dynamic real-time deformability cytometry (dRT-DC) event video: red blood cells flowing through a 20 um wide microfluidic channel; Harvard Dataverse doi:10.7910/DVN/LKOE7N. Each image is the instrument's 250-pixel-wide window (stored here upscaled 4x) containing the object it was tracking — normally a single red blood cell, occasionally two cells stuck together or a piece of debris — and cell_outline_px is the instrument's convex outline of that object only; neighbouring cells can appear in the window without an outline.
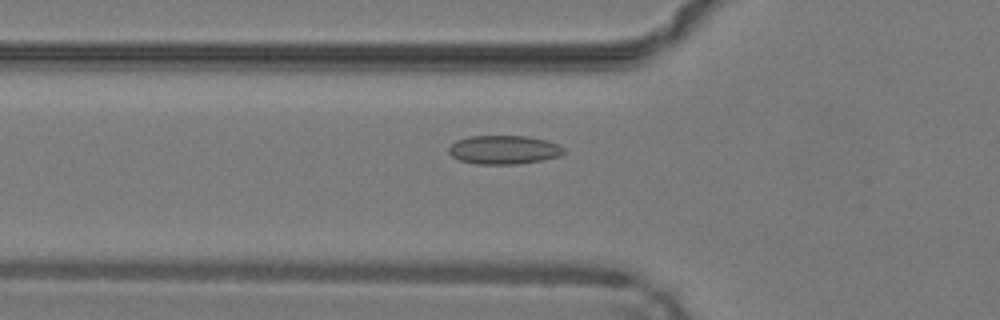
{"species": "common noctule bat (a hibernating species)", "species_latin": "Nyctalus noctula", "temperature_condition": "warm", "stored_images_in_passage": 40, "camera_frame_rate_fps": 3000, "um_per_image_px": 0.085, "animal": {"sex": "male", "body_mass_g": 19.2, "forearm_length_mm": 51.8}, "frame": {"image": 1, "passage_image": 9, "time_ms": 2.667, "image_size_px": [1000, 320], "cell_outline_px": [[564, 152], [560, 156], [544, 160], [520, 164], [476, 164], [460, 160], [452, 156], [448, 152], [448, 148], [456, 140], [468, 136], [528, 136], [544, 140], [556, 144], [564, 148]], "centroid_in_image_um": [42.81, 12.74], "position_along_channel_um": 83.0, "area_um2": 19.31}}
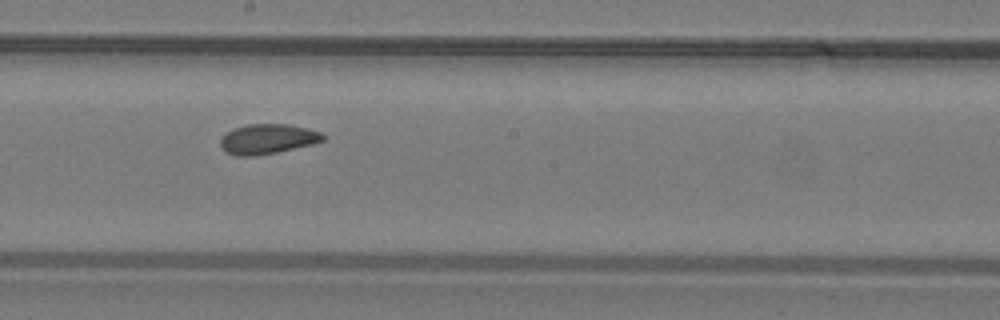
{"frame": {"image": 2, "passage_image": 19, "time_ms": 6.0, "image_size_px": [1000, 320], "cell_outline_px": [[324, 140], [312, 144], [276, 152], [252, 156], [236, 156], [224, 152], [220, 148], [220, 136], [232, 128], [248, 124], [288, 124], [308, 128], [320, 132], [324, 136]], "centroid_in_image_um": [22.67, 11.81], "position_along_channel_um": 225.5, "area_um2": 18.03}}
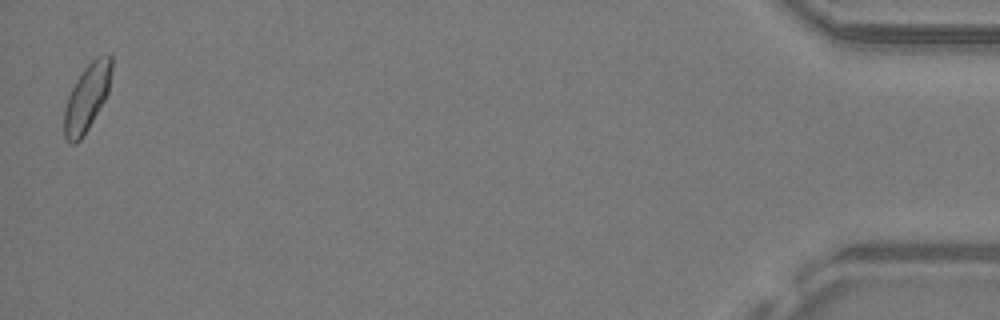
{"frame": {"image": 3, "passage_image": 40, "time_ms": 13.0, "image_size_px": [1000, 320], "cell_outline_px": [[112, 68], [108, 92], [104, 100], [88, 128], [80, 140], [76, 144], [72, 144], [64, 136], [64, 108], [68, 96], [76, 80], [84, 68], [96, 56], [108, 52], [112, 56]], "centroid_in_image_um": [7.4, 8.25], "position_along_channel_um": 427.8, "area_um2": 18.44}, "authors_computed_cell_mechanics": {"area_um2": 18.0047, "velocity_mm_per_s": 4.2498, "shape_relaxation_time_tau1_ms": 11.235, "shape_relaxation_time_tau2_ms": 1.7906, "deformation_change_tau1": 0.1415, "deformation_change_tau2": 0.0596}}